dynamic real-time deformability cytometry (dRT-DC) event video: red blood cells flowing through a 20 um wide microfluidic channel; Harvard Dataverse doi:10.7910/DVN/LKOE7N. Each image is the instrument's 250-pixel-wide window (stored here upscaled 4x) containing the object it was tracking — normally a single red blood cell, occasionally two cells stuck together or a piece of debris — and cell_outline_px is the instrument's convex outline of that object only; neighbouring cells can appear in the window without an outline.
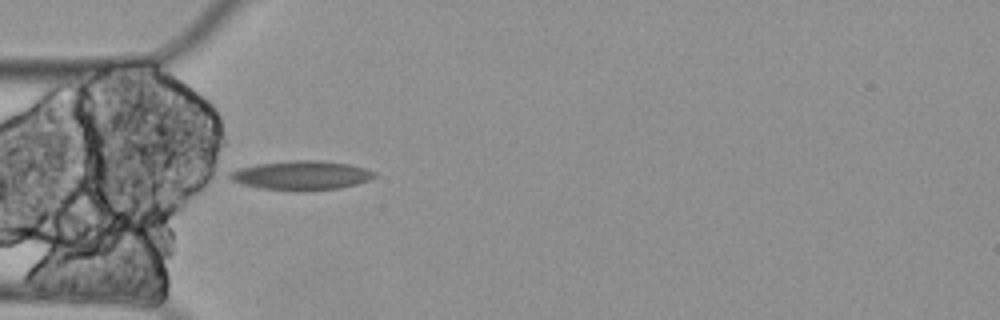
{"species": "Egyptian fruit bat (a non-hibernating species)", "species_latin": "Rousettus aegyptiacus", "temperature_condition": "cold", "stored_images_in_passage": 4, "camera_frame_rate_fps": 3000, "um_per_image_px": 0.085, "animal": {"sex": "female"}, "frame": {"image": 1, "passage_image": 4, "time_ms": 1.0, "image_size_px": [1000, 320], "cell_outline_px": [[376, 176], [368, 180], [356, 184], [340, 188], [304, 192], [296, 192], [260, 188], [240, 184], [232, 180], [228, 176], [228, 172], [236, 168], [256, 164], [292, 160], [320, 160], [348, 164], [364, 168], [376, 172]], "centroid_in_image_um": [25.57, 14.92], "position_along_channel_um": 59.4, "area_um2": 25.03}}